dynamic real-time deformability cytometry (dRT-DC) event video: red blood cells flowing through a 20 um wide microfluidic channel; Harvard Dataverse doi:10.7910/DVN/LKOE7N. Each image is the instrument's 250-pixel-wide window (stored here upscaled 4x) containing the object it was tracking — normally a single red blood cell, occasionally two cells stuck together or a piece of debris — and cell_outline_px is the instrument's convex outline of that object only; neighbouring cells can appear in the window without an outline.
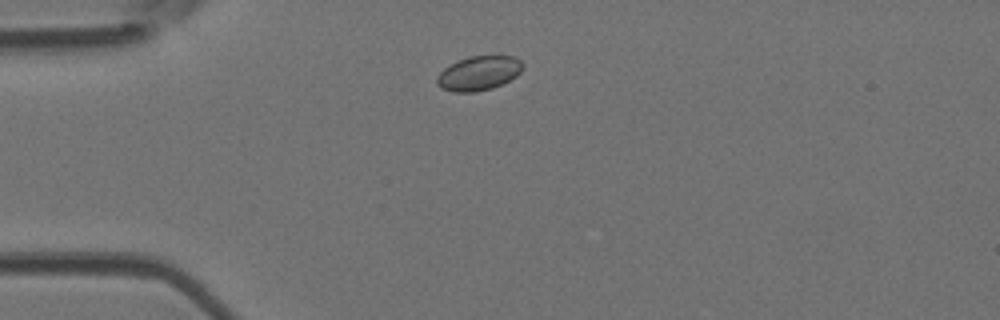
{"species": "Egyptian fruit bat (a non-hibernating species)", "species_latin": "Rousettus aegyptiacus", "temperature_condition": "room temperature", "stored_images_in_passage": 4, "camera_frame_rate_fps": 3000, "um_per_image_px": 0.085, "animal": {"sex": "female"}, "frame": {"image": 1, "passage_image": 1, "time_ms": 0.0, "image_size_px": [1000, 320], "cell_outline_px": [[524, 68], [516, 76], [492, 88], [476, 92], [452, 92], [440, 88], [436, 84], [436, 76], [444, 68], [456, 60], [468, 56], [516, 56], [524, 64]], "centroid_in_image_um": [40.67, 6.22], "position_along_channel_um": 44.3, "area_um2": 17.4}}
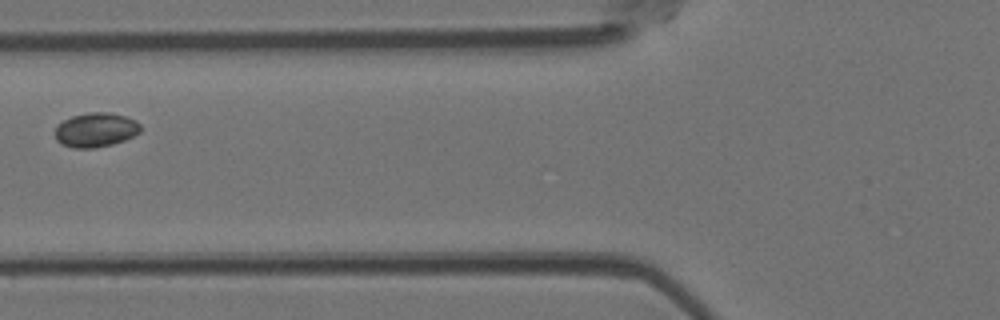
{"frame": {"image": 2, "passage_image": 3, "time_ms": 0.667, "image_size_px": [1000, 320], "cell_outline_px": [[140, 132], [124, 140], [112, 144], [92, 148], [72, 148], [60, 144], [56, 140], [56, 124], [72, 116], [88, 112], [108, 112], [124, 116], [136, 120], [140, 124]], "centroid_in_image_um": [8.11, 11.04], "position_along_channel_um": 117.7, "area_um2": 17.11}}
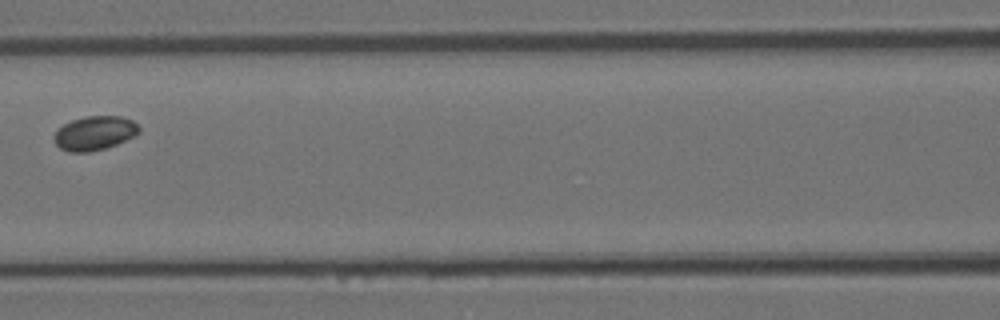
{"frame": {"image": 3, "passage_image": 4, "time_ms": 1.0, "image_size_px": [1000, 320], "cell_outline_px": [[140, 132], [136, 136], [116, 144], [104, 148], [88, 152], [68, 152], [60, 148], [56, 144], [52, 136], [64, 124], [72, 120], [84, 116], [120, 116], [132, 120], [140, 128]], "centroid_in_image_um": [8.05, 11.31], "position_along_channel_um": 158.6, "area_um2": 16.88}}